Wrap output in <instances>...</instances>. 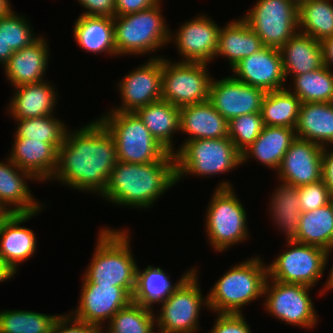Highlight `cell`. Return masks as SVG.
Listing matches in <instances>:
<instances>
[{
  "label": "cell",
  "mask_w": 333,
  "mask_h": 333,
  "mask_svg": "<svg viewBox=\"0 0 333 333\" xmlns=\"http://www.w3.org/2000/svg\"><path fill=\"white\" fill-rule=\"evenodd\" d=\"M80 129L67 130L58 148V165L51 180L78 191L101 195L117 162L113 136L96 118Z\"/></svg>",
  "instance_id": "cell-1"
},
{
  "label": "cell",
  "mask_w": 333,
  "mask_h": 333,
  "mask_svg": "<svg viewBox=\"0 0 333 333\" xmlns=\"http://www.w3.org/2000/svg\"><path fill=\"white\" fill-rule=\"evenodd\" d=\"M176 185L175 154L163 161L135 164L117 161L101 197L117 206L151 208Z\"/></svg>",
  "instance_id": "cell-2"
},
{
  "label": "cell",
  "mask_w": 333,
  "mask_h": 333,
  "mask_svg": "<svg viewBox=\"0 0 333 333\" xmlns=\"http://www.w3.org/2000/svg\"><path fill=\"white\" fill-rule=\"evenodd\" d=\"M126 229H100L91 262L82 274V284L122 287L131 297L136 287L137 263Z\"/></svg>",
  "instance_id": "cell-3"
},
{
  "label": "cell",
  "mask_w": 333,
  "mask_h": 333,
  "mask_svg": "<svg viewBox=\"0 0 333 333\" xmlns=\"http://www.w3.org/2000/svg\"><path fill=\"white\" fill-rule=\"evenodd\" d=\"M262 260L256 255L230 267L208 293L209 310L242 314L245 305L263 298L268 268Z\"/></svg>",
  "instance_id": "cell-4"
},
{
  "label": "cell",
  "mask_w": 333,
  "mask_h": 333,
  "mask_svg": "<svg viewBox=\"0 0 333 333\" xmlns=\"http://www.w3.org/2000/svg\"><path fill=\"white\" fill-rule=\"evenodd\" d=\"M234 191L232 184L223 180L204 212L206 237L216 252L226 251L250 236L247 211Z\"/></svg>",
  "instance_id": "cell-5"
},
{
  "label": "cell",
  "mask_w": 333,
  "mask_h": 333,
  "mask_svg": "<svg viewBox=\"0 0 333 333\" xmlns=\"http://www.w3.org/2000/svg\"><path fill=\"white\" fill-rule=\"evenodd\" d=\"M161 4L160 1L137 13L113 18L118 57L151 54L169 43L171 30L163 17Z\"/></svg>",
  "instance_id": "cell-6"
},
{
  "label": "cell",
  "mask_w": 333,
  "mask_h": 333,
  "mask_svg": "<svg viewBox=\"0 0 333 333\" xmlns=\"http://www.w3.org/2000/svg\"><path fill=\"white\" fill-rule=\"evenodd\" d=\"M103 113L97 119L113 136L117 161L143 164L163 161L171 154L151 135L135 112Z\"/></svg>",
  "instance_id": "cell-7"
},
{
  "label": "cell",
  "mask_w": 333,
  "mask_h": 333,
  "mask_svg": "<svg viewBox=\"0 0 333 333\" xmlns=\"http://www.w3.org/2000/svg\"><path fill=\"white\" fill-rule=\"evenodd\" d=\"M176 182L183 176L226 174L241 165V153L229 137L183 142L175 151Z\"/></svg>",
  "instance_id": "cell-8"
},
{
  "label": "cell",
  "mask_w": 333,
  "mask_h": 333,
  "mask_svg": "<svg viewBox=\"0 0 333 333\" xmlns=\"http://www.w3.org/2000/svg\"><path fill=\"white\" fill-rule=\"evenodd\" d=\"M197 271V268L194 269L166 300L159 304L160 313H155L158 333H196L199 330L200 311L203 307L209 310V306L208 295L204 298L200 291Z\"/></svg>",
  "instance_id": "cell-9"
},
{
  "label": "cell",
  "mask_w": 333,
  "mask_h": 333,
  "mask_svg": "<svg viewBox=\"0 0 333 333\" xmlns=\"http://www.w3.org/2000/svg\"><path fill=\"white\" fill-rule=\"evenodd\" d=\"M166 58L162 56V100L179 108L209 100L213 77L207 63H174Z\"/></svg>",
  "instance_id": "cell-10"
},
{
  "label": "cell",
  "mask_w": 333,
  "mask_h": 333,
  "mask_svg": "<svg viewBox=\"0 0 333 333\" xmlns=\"http://www.w3.org/2000/svg\"><path fill=\"white\" fill-rule=\"evenodd\" d=\"M285 244L288 249L279 253L271 264H267L268 278L283 283L302 284L313 289L322 279L331 254L314 245L295 241Z\"/></svg>",
  "instance_id": "cell-11"
},
{
  "label": "cell",
  "mask_w": 333,
  "mask_h": 333,
  "mask_svg": "<svg viewBox=\"0 0 333 333\" xmlns=\"http://www.w3.org/2000/svg\"><path fill=\"white\" fill-rule=\"evenodd\" d=\"M311 288L267 278L263 296L265 310L281 322L313 330L319 317L309 295Z\"/></svg>",
  "instance_id": "cell-12"
},
{
  "label": "cell",
  "mask_w": 333,
  "mask_h": 333,
  "mask_svg": "<svg viewBox=\"0 0 333 333\" xmlns=\"http://www.w3.org/2000/svg\"><path fill=\"white\" fill-rule=\"evenodd\" d=\"M241 17L266 47L280 49L298 32V6L289 0H258Z\"/></svg>",
  "instance_id": "cell-13"
},
{
  "label": "cell",
  "mask_w": 333,
  "mask_h": 333,
  "mask_svg": "<svg viewBox=\"0 0 333 333\" xmlns=\"http://www.w3.org/2000/svg\"><path fill=\"white\" fill-rule=\"evenodd\" d=\"M121 96L120 106L115 112H135L150 103L161 100L162 95V57L149 58L148 62L132 70L117 84Z\"/></svg>",
  "instance_id": "cell-14"
},
{
  "label": "cell",
  "mask_w": 333,
  "mask_h": 333,
  "mask_svg": "<svg viewBox=\"0 0 333 333\" xmlns=\"http://www.w3.org/2000/svg\"><path fill=\"white\" fill-rule=\"evenodd\" d=\"M196 16L182 23L177 32H170L169 43L175 42L181 62L211 64L217 52L221 27L206 14Z\"/></svg>",
  "instance_id": "cell-15"
},
{
  "label": "cell",
  "mask_w": 333,
  "mask_h": 333,
  "mask_svg": "<svg viewBox=\"0 0 333 333\" xmlns=\"http://www.w3.org/2000/svg\"><path fill=\"white\" fill-rule=\"evenodd\" d=\"M266 92L234 79L231 75L212 79L209 101L229 122L232 118L261 111Z\"/></svg>",
  "instance_id": "cell-16"
},
{
  "label": "cell",
  "mask_w": 333,
  "mask_h": 333,
  "mask_svg": "<svg viewBox=\"0 0 333 333\" xmlns=\"http://www.w3.org/2000/svg\"><path fill=\"white\" fill-rule=\"evenodd\" d=\"M78 307L70 313L76 319L104 328L106 320L126 307L132 297L113 285L82 284ZM103 324V325H102Z\"/></svg>",
  "instance_id": "cell-17"
},
{
  "label": "cell",
  "mask_w": 333,
  "mask_h": 333,
  "mask_svg": "<svg viewBox=\"0 0 333 333\" xmlns=\"http://www.w3.org/2000/svg\"><path fill=\"white\" fill-rule=\"evenodd\" d=\"M240 82L271 92L286 88L280 50L264 46L231 68Z\"/></svg>",
  "instance_id": "cell-18"
},
{
  "label": "cell",
  "mask_w": 333,
  "mask_h": 333,
  "mask_svg": "<svg viewBox=\"0 0 333 333\" xmlns=\"http://www.w3.org/2000/svg\"><path fill=\"white\" fill-rule=\"evenodd\" d=\"M322 152V146L296 138L276 170L277 180L297 187L320 181Z\"/></svg>",
  "instance_id": "cell-19"
},
{
  "label": "cell",
  "mask_w": 333,
  "mask_h": 333,
  "mask_svg": "<svg viewBox=\"0 0 333 333\" xmlns=\"http://www.w3.org/2000/svg\"><path fill=\"white\" fill-rule=\"evenodd\" d=\"M38 212L41 213H12L0 225V259L14 275L18 273V266L37 252L34 232L21 224L36 217Z\"/></svg>",
  "instance_id": "cell-20"
},
{
  "label": "cell",
  "mask_w": 333,
  "mask_h": 333,
  "mask_svg": "<svg viewBox=\"0 0 333 333\" xmlns=\"http://www.w3.org/2000/svg\"><path fill=\"white\" fill-rule=\"evenodd\" d=\"M5 161L6 163L0 161V202L11 213L42 211L41 208L46 206L45 203L36 201L27 184L28 180L31 182L38 180L31 173L20 169L8 157Z\"/></svg>",
  "instance_id": "cell-21"
},
{
  "label": "cell",
  "mask_w": 333,
  "mask_h": 333,
  "mask_svg": "<svg viewBox=\"0 0 333 333\" xmlns=\"http://www.w3.org/2000/svg\"><path fill=\"white\" fill-rule=\"evenodd\" d=\"M47 42L40 36L30 46L15 51L4 64L6 79L13 88L46 80L44 77L50 60V48Z\"/></svg>",
  "instance_id": "cell-22"
},
{
  "label": "cell",
  "mask_w": 333,
  "mask_h": 333,
  "mask_svg": "<svg viewBox=\"0 0 333 333\" xmlns=\"http://www.w3.org/2000/svg\"><path fill=\"white\" fill-rule=\"evenodd\" d=\"M8 158L38 181L51 180L58 165V148L52 143L14 138Z\"/></svg>",
  "instance_id": "cell-23"
},
{
  "label": "cell",
  "mask_w": 333,
  "mask_h": 333,
  "mask_svg": "<svg viewBox=\"0 0 333 333\" xmlns=\"http://www.w3.org/2000/svg\"><path fill=\"white\" fill-rule=\"evenodd\" d=\"M46 81L48 80L15 87L7 106V114L14 119L52 115L57 104L58 92L53 84Z\"/></svg>",
  "instance_id": "cell-24"
},
{
  "label": "cell",
  "mask_w": 333,
  "mask_h": 333,
  "mask_svg": "<svg viewBox=\"0 0 333 333\" xmlns=\"http://www.w3.org/2000/svg\"><path fill=\"white\" fill-rule=\"evenodd\" d=\"M180 132L184 141L228 137V121L207 100L180 107Z\"/></svg>",
  "instance_id": "cell-25"
},
{
  "label": "cell",
  "mask_w": 333,
  "mask_h": 333,
  "mask_svg": "<svg viewBox=\"0 0 333 333\" xmlns=\"http://www.w3.org/2000/svg\"><path fill=\"white\" fill-rule=\"evenodd\" d=\"M296 138L295 128L264 126L258 138L241 153V164L252 157L265 167L278 170L286 151Z\"/></svg>",
  "instance_id": "cell-26"
},
{
  "label": "cell",
  "mask_w": 333,
  "mask_h": 333,
  "mask_svg": "<svg viewBox=\"0 0 333 333\" xmlns=\"http://www.w3.org/2000/svg\"><path fill=\"white\" fill-rule=\"evenodd\" d=\"M279 50L285 80L324 66L320 41L299 31Z\"/></svg>",
  "instance_id": "cell-27"
},
{
  "label": "cell",
  "mask_w": 333,
  "mask_h": 333,
  "mask_svg": "<svg viewBox=\"0 0 333 333\" xmlns=\"http://www.w3.org/2000/svg\"><path fill=\"white\" fill-rule=\"evenodd\" d=\"M296 137L322 147L333 145V102L301 103Z\"/></svg>",
  "instance_id": "cell-28"
},
{
  "label": "cell",
  "mask_w": 333,
  "mask_h": 333,
  "mask_svg": "<svg viewBox=\"0 0 333 333\" xmlns=\"http://www.w3.org/2000/svg\"><path fill=\"white\" fill-rule=\"evenodd\" d=\"M225 25L219 31L215 57H226L231 68L264 47L259 36L242 17Z\"/></svg>",
  "instance_id": "cell-29"
},
{
  "label": "cell",
  "mask_w": 333,
  "mask_h": 333,
  "mask_svg": "<svg viewBox=\"0 0 333 333\" xmlns=\"http://www.w3.org/2000/svg\"><path fill=\"white\" fill-rule=\"evenodd\" d=\"M73 36L78 46L86 52L118 57L113 18L81 14L74 23Z\"/></svg>",
  "instance_id": "cell-30"
},
{
  "label": "cell",
  "mask_w": 333,
  "mask_h": 333,
  "mask_svg": "<svg viewBox=\"0 0 333 333\" xmlns=\"http://www.w3.org/2000/svg\"><path fill=\"white\" fill-rule=\"evenodd\" d=\"M135 113L151 135L174 154L176 148L172 136L180 132V108L161 99L137 109Z\"/></svg>",
  "instance_id": "cell-31"
},
{
  "label": "cell",
  "mask_w": 333,
  "mask_h": 333,
  "mask_svg": "<svg viewBox=\"0 0 333 333\" xmlns=\"http://www.w3.org/2000/svg\"><path fill=\"white\" fill-rule=\"evenodd\" d=\"M189 268L177 282L171 283L170 275L160 267L148 265L146 269L137 268L136 287L132 301L144 307L154 309V305L161 304L177 288V286L194 270ZM173 284V285H172Z\"/></svg>",
  "instance_id": "cell-32"
},
{
  "label": "cell",
  "mask_w": 333,
  "mask_h": 333,
  "mask_svg": "<svg viewBox=\"0 0 333 333\" xmlns=\"http://www.w3.org/2000/svg\"><path fill=\"white\" fill-rule=\"evenodd\" d=\"M298 187L284 182L276 187L270 196V218L275 226L286 235V242L296 241L298 224L301 215V203L298 196Z\"/></svg>",
  "instance_id": "cell-33"
},
{
  "label": "cell",
  "mask_w": 333,
  "mask_h": 333,
  "mask_svg": "<svg viewBox=\"0 0 333 333\" xmlns=\"http://www.w3.org/2000/svg\"><path fill=\"white\" fill-rule=\"evenodd\" d=\"M295 242L333 252V200L310 212H301Z\"/></svg>",
  "instance_id": "cell-34"
},
{
  "label": "cell",
  "mask_w": 333,
  "mask_h": 333,
  "mask_svg": "<svg viewBox=\"0 0 333 333\" xmlns=\"http://www.w3.org/2000/svg\"><path fill=\"white\" fill-rule=\"evenodd\" d=\"M301 101L287 88L266 92L261 106L265 126L295 128Z\"/></svg>",
  "instance_id": "cell-35"
},
{
  "label": "cell",
  "mask_w": 333,
  "mask_h": 333,
  "mask_svg": "<svg viewBox=\"0 0 333 333\" xmlns=\"http://www.w3.org/2000/svg\"><path fill=\"white\" fill-rule=\"evenodd\" d=\"M298 31L316 40L333 36V4L330 0H307L298 6Z\"/></svg>",
  "instance_id": "cell-36"
},
{
  "label": "cell",
  "mask_w": 333,
  "mask_h": 333,
  "mask_svg": "<svg viewBox=\"0 0 333 333\" xmlns=\"http://www.w3.org/2000/svg\"><path fill=\"white\" fill-rule=\"evenodd\" d=\"M293 89L286 88L295 94L301 103L333 102V70L323 66L305 74L291 77Z\"/></svg>",
  "instance_id": "cell-37"
},
{
  "label": "cell",
  "mask_w": 333,
  "mask_h": 333,
  "mask_svg": "<svg viewBox=\"0 0 333 333\" xmlns=\"http://www.w3.org/2000/svg\"><path fill=\"white\" fill-rule=\"evenodd\" d=\"M55 115H47L28 119H13L17 127L14 138H27L52 143L59 148L65 140L68 130L64 121Z\"/></svg>",
  "instance_id": "cell-38"
},
{
  "label": "cell",
  "mask_w": 333,
  "mask_h": 333,
  "mask_svg": "<svg viewBox=\"0 0 333 333\" xmlns=\"http://www.w3.org/2000/svg\"><path fill=\"white\" fill-rule=\"evenodd\" d=\"M155 311L131 301L121 308L104 327L108 333H158L156 327Z\"/></svg>",
  "instance_id": "cell-39"
},
{
  "label": "cell",
  "mask_w": 333,
  "mask_h": 333,
  "mask_svg": "<svg viewBox=\"0 0 333 333\" xmlns=\"http://www.w3.org/2000/svg\"><path fill=\"white\" fill-rule=\"evenodd\" d=\"M58 317L31 310H2L0 333H51Z\"/></svg>",
  "instance_id": "cell-40"
},
{
  "label": "cell",
  "mask_w": 333,
  "mask_h": 333,
  "mask_svg": "<svg viewBox=\"0 0 333 333\" xmlns=\"http://www.w3.org/2000/svg\"><path fill=\"white\" fill-rule=\"evenodd\" d=\"M264 126L260 112L237 116L228 122V137L242 153L258 138Z\"/></svg>",
  "instance_id": "cell-41"
},
{
  "label": "cell",
  "mask_w": 333,
  "mask_h": 333,
  "mask_svg": "<svg viewBox=\"0 0 333 333\" xmlns=\"http://www.w3.org/2000/svg\"><path fill=\"white\" fill-rule=\"evenodd\" d=\"M26 16L12 10L5 15V39L7 47L14 52L30 46L41 35H36L31 29V24Z\"/></svg>",
  "instance_id": "cell-42"
},
{
  "label": "cell",
  "mask_w": 333,
  "mask_h": 333,
  "mask_svg": "<svg viewBox=\"0 0 333 333\" xmlns=\"http://www.w3.org/2000/svg\"><path fill=\"white\" fill-rule=\"evenodd\" d=\"M298 196L301 203V212H310L329 204L333 196L323 179L298 187Z\"/></svg>",
  "instance_id": "cell-43"
},
{
  "label": "cell",
  "mask_w": 333,
  "mask_h": 333,
  "mask_svg": "<svg viewBox=\"0 0 333 333\" xmlns=\"http://www.w3.org/2000/svg\"><path fill=\"white\" fill-rule=\"evenodd\" d=\"M213 325L209 333H252L243 313H216Z\"/></svg>",
  "instance_id": "cell-44"
},
{
  "label": "cell",
  "mask_w": 333,
  "mask_h": 333,
  "mask_svg": "<svg viewBox=\"0 0 333 333\" xmlns=\"http://www.w3.org/2000/svg\"><path fill=\"white\" fill-rule=\"evenodd\" d=\"M100 327L76 319L69 312L55 321L51 333H97Z\"/></svg>",
  "instance_id": "cell-45"
},
{
  "label": "cell",
  "mask_w": 333,
  "mask_h": 333,
  "mask_svg": "<svg viewBox=\"0 0 333 333\" xmlns=\"http://www.w3.org/2000/svg\"><path fill=\"white\" fill-rule=\"evenodd\" d=\"M83 10L82 15L100 16V17H115V0H77Z\"/></svg>",
  "instance_id": "cell-46"
},
{
  "label": "cell",
  "mask_w": 333,
  "mask_h": 333,
  "mask_svg": "<svg viewBox=\"0 0 333 333\" xmlns=\"http://www.w3.org/2000/svg\"><path fill=\"white\" fill-rule=\"evenodd\" d=\"M161 0H115V16L137 13L147 9Z\"/></svg>",
  "instance_id": "cell-47"
},
{
  "label": "cell",
  "mask_w": 333,
  "mask_h": 333,
  "mask_svg": "<svg viewBox=\"0 0 333 333\" xmlns=\"http://www.w3.org/2000/svg\"><path fill=\"white\" fill-rule=\"evenodd\" d=\"M333 147V145H332ZM330 146L323 147L322 152V179L328 190L333 196V148Z\"/></svg>",
  "instance_id": "cell-48"
},
{
  "label": "cell",
  "mask_w": 333,
  "mask_h": 333,
  "mask_svg": "<svg viewBox=\"0 0 333 333\" xmlns=\"http://www.w3.org/2000/svg\"><path fill=\"white\" fill-rule=\"evenodd\" d=\"M14 51L7 47L5 39V16L0 17V64H4L10 59Z\"/></svg>",
  "instance_id": "cell-49"
},
{
  "label": "cell",
  "mask_w": 333,
  "mask_h": 333,
  "mask_svg": "<svg viewBox=\"0 0 333 333\" xmlns=\"http://www.w3.org/2000/svg\"><path fill=\"white\" fill-rule=\"evenodd\" d=\"M322 47L323 64L328 69H333V36H329L320 41ZM332 68V69H331Z\"/></svg>",
  "instance_id": "cell-50"
},
{
  "label": "cell",
  "mask_w": 333,
  "mask_h": 333,
  "mask_svg": "<svg viewBox=\"0 0 333 333\" xmlns=\"http://www.w3.org/2000/svg\"><path fill=\"white\" fill-rule=\"evenodd\" d=\"M14 276L13 272L0 259V282H6Z\"/></svg>",
  "instance_id": "cell-51"
},
{
  "label": "cell",
  "mask_w": 333,
  "mask_h": 333,
  "mask_svg": "<svg viewBox=\"0 0 333 333\" xmlns=\"http://www.w3.org/2000/svg\"><path fill=\"white\" fill-rule=\"evenodd\" d=\"M330 269L331 270L329 271V274H328L329 278L326 280L325 285H323V288H322L323 290L321 289L320 290L321 292L318 293V294H320V296L324 295L327 291L329 292V290H333V265Z\"/></svg>",
  "instance_id": "cell-52"
},
{
  "label": "cell",
  "mask_w": 333,
  "mask_h": 333,
  "mask_svg": "<svg viewBox=\"0 0 333 333\" xmlns=\"http://www.w3.org/2000/svg\"><path fill=\"white\" fill-rule=\"evenodd\" d=\"M12 11V5L9 0H0V17L9 14Z\"/></svg>",
  "instance_id": "cell-53"
},
{
  "label": "cell",
  "mask_w": 333,
  "mask_h": 333,
  "mask_svg": "<svg viewBox=\"0 0 333 333\" xmlns=\"http://www.w3.org/2000/svg\"><path fill=\"white\" fill-rule=\"evenodd\" d=\"M12 213L8 208H6L1 202H0V225L11 215Z\"/></svg>",
  "instance_id": "cell-54"
},
{
  "label": "cell",
  "mask_w": 333,
  "mask_h": 333,
  "mask_svg": "<svg viewBox=\"0 0 333 333\" xmlns=\"http://www.w3.org/2000/svg\"><path fill=\"white\" fill-rule=\"evenodd\" d=\"M292 1L294 4H296L297 6H299L300 4L304 3L307 0H289Z\"/></svg>",
  "instance_id": "cell-55"
},
{
  "label": "cell",
  "mask_w": 333,
  "mask_h": 333,
  "mask_svg": "<svg viewBox=\"0 0 333 333\" xmlns=\"http://www.w3.org/2000/svg\"><path fill=\"white\" fill-rule=\"evenodd\" d=\"M97 333H108L107 331L104 332L103 328H100Z\"/></svg>",
  "instance_id": "cell-56"
}]
</instances>
